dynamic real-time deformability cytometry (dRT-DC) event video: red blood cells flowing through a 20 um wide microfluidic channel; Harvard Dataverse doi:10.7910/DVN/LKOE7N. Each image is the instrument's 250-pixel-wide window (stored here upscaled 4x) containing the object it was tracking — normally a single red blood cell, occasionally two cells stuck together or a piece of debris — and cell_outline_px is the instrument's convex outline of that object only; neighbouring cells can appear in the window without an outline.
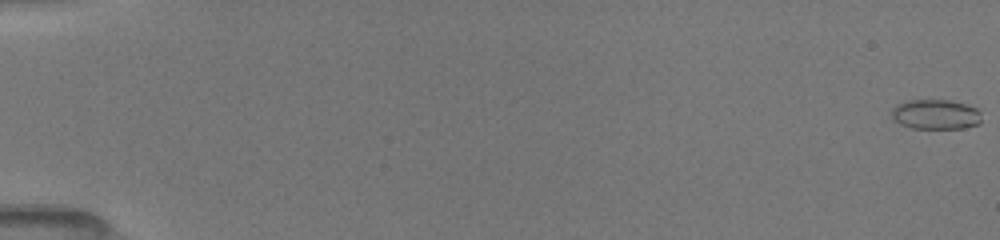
{"species": "common noctule bat (a hibernating species)", "species_latin": "Nyctalus noctula", "temperature_condition": "room temperature", "stored_images_in_passage": 52, "camera_frame_rate_fps": 3000, "um_per_image_px": 0.085, "animal": {"sex": "female", "body_mass_g": 19.5, "forearm_length_mm": 54.1}, "frame": {"image": 1, "passage_image": 1, "time_ms": 0.0, "image_size_px": [1000, 240], "cell_outline_px": [[980, 124], [964, 128], [912, 128], [900, 124], [892, 116], [892, 108], [896, 104], [908, 100], [948, 100], [968, 104], [976, 108], [980, 112]], "centroid_in_image_um": [79.54, 9.71], "position_along_channel_um": 5.5, "area_um2": 15.66}}
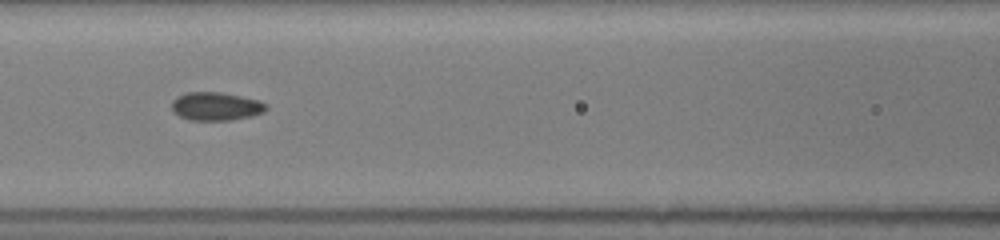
{"frame": {"image": 2, "passage_image": 25, "time_ms": 8.0, "image_size_px": [1000, 240], "cell_outline_px": [[268, 108], [264, 112], [252, 116], [232, 120], [188, 120], [172, 112], [172, 100], [176, 96], [188, 92], [220, 92], [260, 100], [268, 104]], "centroid_in_image_um": [18.36, 9.04], "position_along_channel_um": 148.2, "area_um2": 15.78}}
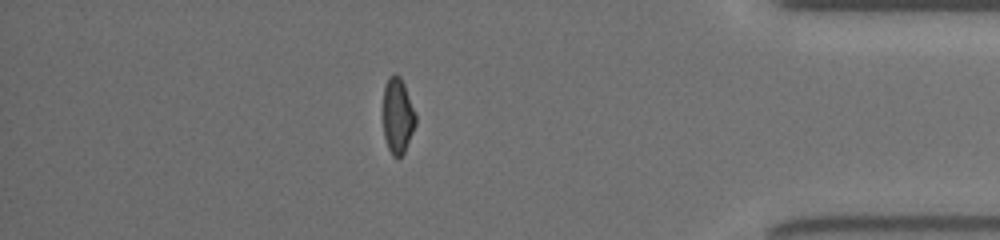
{"frame": {"image": 3, "passage_image": 46, "time_ms": 15.0, "image_size_px": [1000, 240], "cell_outline_px": [[416, 124], [404, 152], [400, 156], [392, 156], [388, 148], [384, 136], [384, 84], [388, 76], [396, 72], [400, 76], [404, 84], [416, 116]], "centroid_in_image_um": [33.79, 9.8], "position_along_channel_um": 401.4, "area_um2": 14.22}, "authors_computed_cell_mechanics": {"area_um2": 15.2881, "velocity_mm_per_s": 4.0615, "shape_relaxation_time_tau1_ms": 4.833, "shape_relaxation_time_tau2_ms": 0.753, "deformation_change_tau1": 0.1354, "deformation_change_tau2": 0.062}}